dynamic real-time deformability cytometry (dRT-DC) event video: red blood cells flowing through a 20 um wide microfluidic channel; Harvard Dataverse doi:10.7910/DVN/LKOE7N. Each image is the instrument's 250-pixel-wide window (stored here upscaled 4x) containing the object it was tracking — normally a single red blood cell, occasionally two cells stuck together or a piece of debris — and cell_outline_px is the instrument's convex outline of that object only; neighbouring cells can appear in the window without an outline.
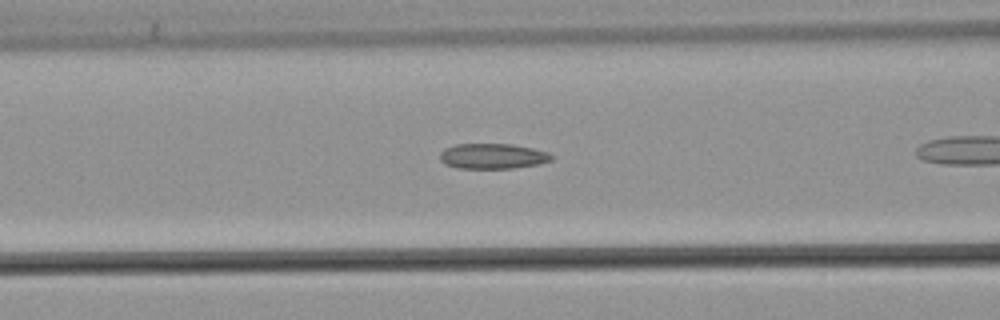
{"species": "common noctule bat (a hibernating species)", "species_latin": "Nyctalus noctula", "temperature_condition": "warm", "stored_images_in_passage": 22, "camera_frame_rate_fps": 3000, "um_per_image_px": 0.085, "animal": {"sex": "male", "body_mass_g": 21.5, "forearm_length_mm": 52.0}, "frame": {"image": 1, "passage_image": 7, "time_ms": 2.0, "image_size_px": [1000, 320], "cell_outline_px": [[556, 156], [552, 160], [540, 164], [512, 168], [456, 168], [444, 164], [440, 160], [440, 152], [444, 148], [456, 144], [512, 144], [532, 148], [548, 152]], "centroid_in_image_um": [41.89, 13.27], "position_along_channel_um": 124.7, "area_um2": 16.65}}
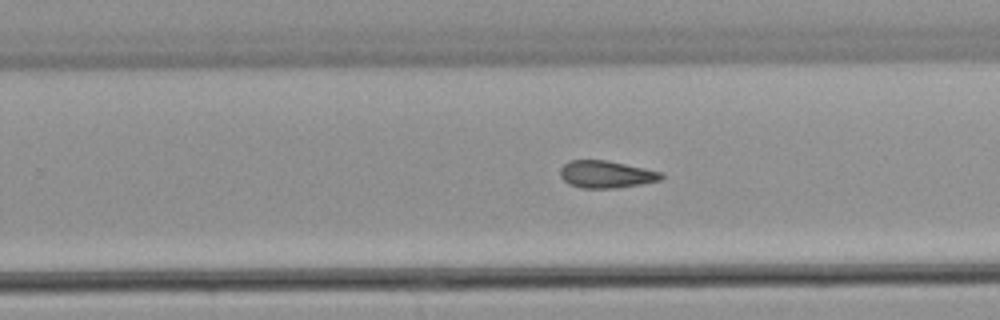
{"frame": {"image": 2, "passage_image": 19, "time_ms": 6.0, "image_size_px": [1000, 320], "cell_outline_px": [[664, 176], [660, 180], [640, 184], [616, 188], [580, 188], [568, 184], [560, 176], [560, 168], [568, 160], [604, 160], [644, 168], [660, 172]], "centroid_in_image_um": [51.47, 14.82], "position_along_channel_um": 278.3, "area_um2": 15.95}}